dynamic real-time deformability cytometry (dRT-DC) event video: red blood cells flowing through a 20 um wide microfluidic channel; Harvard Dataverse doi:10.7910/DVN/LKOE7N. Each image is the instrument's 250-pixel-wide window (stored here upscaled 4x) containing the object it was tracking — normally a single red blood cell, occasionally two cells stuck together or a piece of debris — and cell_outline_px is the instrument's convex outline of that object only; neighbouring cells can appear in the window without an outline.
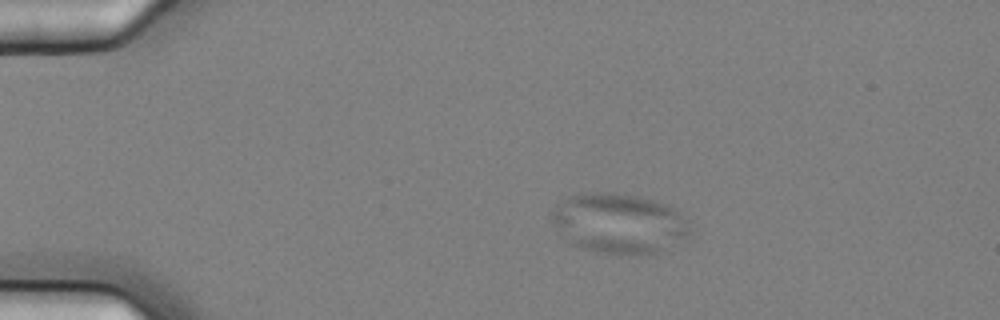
{"species": "common noctule bat (a hibernating species)", "species_latin": "Nyctalus noctula", "temperature_condition": "cold", "stored_images_in_passage": 6, "camera_frame_rate_fps": 3000, "um_per_image_px": 0.085, "animal": {"sex": "female", "body_mass_g": 25.1}, "frame": {"image": 1, "passage_image": 3, "time_ms": 0.667, "image_size_px": [1000, 320], "cell_outline_px": [[692, 232], [688, 240], [656, 252], [636, 256], [632, 256], [596, 252], [580, 248], [568, 244], [556, 232], [552, 224], [552, 212], [556, 204], [568, 196], [592, 192], [612, 192], [640, 196], [664, 204], [672, 208], [688, 220]], "centroid_in_image_um": [52.6, 19.02], "position_along_channel_um": 32.4, "area_um2": 49.48}}